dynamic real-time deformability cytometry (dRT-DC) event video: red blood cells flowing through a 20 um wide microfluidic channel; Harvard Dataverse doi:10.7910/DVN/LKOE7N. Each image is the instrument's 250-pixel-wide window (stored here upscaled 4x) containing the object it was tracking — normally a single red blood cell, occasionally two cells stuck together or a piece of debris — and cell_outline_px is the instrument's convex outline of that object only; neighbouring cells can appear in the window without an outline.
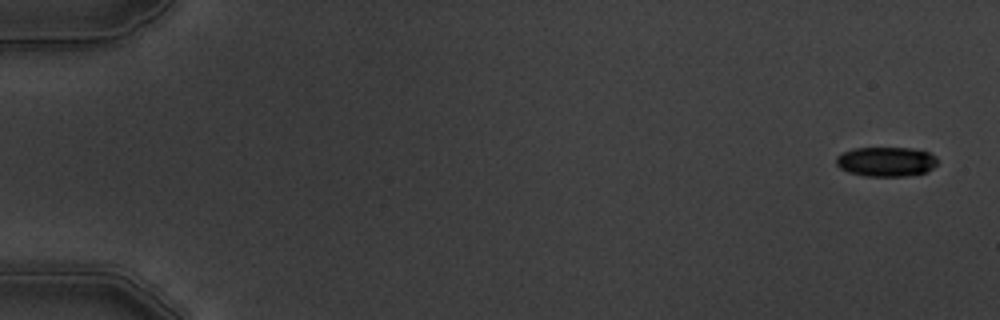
{"species": "common noctule bat (a hibernating species)", "species_latin": "Nyctalus noctula", "temperature_condition": "warm", "stored_images_in_passage": 8, "camera_frame_rate_fps": 3000, "um_per_image_px": 0.085, "animal": {"sex": "male", "body_mass_g": 19.5, "forearm_length_mm": 54.6}, "frame": {"image": 1, "passage_image": 1, "time_ms": 0.0, "image_size_px": [1000, 320], "cell_outline_px": [[936, 164], [932, 168], [924, 172], [908, 176], [864, 176], [848, 172], [840, 168], [836, 164], [836, 156], [852, 148], [912, 148], [928, 152], [936, 156]], "centroid_in_image_um": [75.29, 13.74], "position_along_channel_um": 9.7, "area_um2": 17.46}}
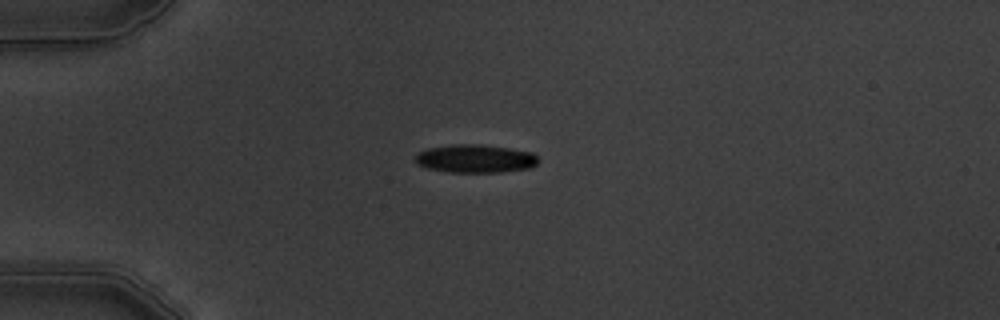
{"frame": {"image": 2, "passage_image": 4, "time_ms": 4.333, "image_size_px": [1000, 320], "cell_outline_px": [[540, 160], [536, 164], [528, 168], [500, 172], [448, 172], [428, 168], [416, 164], [412, 160], [420, 152], [428, 148], [452, 144], [480, 144], [508, 148], [532, 152]], "centroid_in_image_um": [40.37, 13.48], "position_along_channel_um": 44.6, "area_um2": 20.23}}